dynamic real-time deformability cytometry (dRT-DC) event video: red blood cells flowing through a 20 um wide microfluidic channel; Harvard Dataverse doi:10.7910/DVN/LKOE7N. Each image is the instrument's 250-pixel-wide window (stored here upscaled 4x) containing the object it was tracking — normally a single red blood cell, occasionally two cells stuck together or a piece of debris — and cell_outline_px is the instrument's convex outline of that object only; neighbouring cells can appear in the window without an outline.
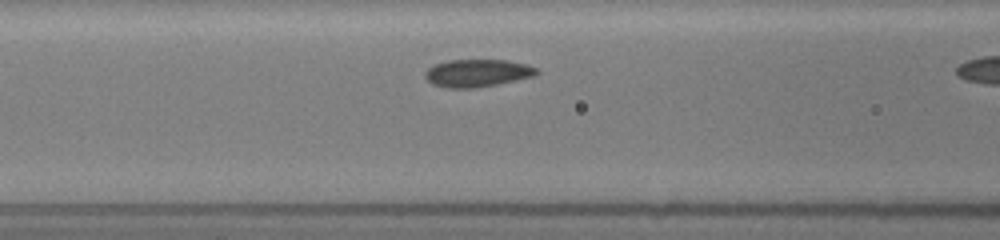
{"species": "common noctule bat (a hibernating species)", "species_latin": "Nyctalus noctula", "temperature_condition": "room temperature", "stored_images_in_passage": 6, "camera_frame_rate_fps": 3000, "um_per_image_px": 0.085, "animal": {"sex": "female", "body_mass_g": 19.5, "forearm_length_mm": 54.1}, "frame": {"image": 1, "passage_image": 5, "time_ms": 1.333, "image_size_px": [1000, 240], "cell_outline_px": [[540, 72], [536, 76], [496, 84], [472, 88], [448, 88], [432, 84], [424, 76], [424, 72], [428, 68], [436, 64], [448, 60], [508, 60], [524, 64], [536, 68]], "centroid_in_image_um": [40.57, 6.21], "position_along_channel_um": 126.0, "area_um2": 17.86}}